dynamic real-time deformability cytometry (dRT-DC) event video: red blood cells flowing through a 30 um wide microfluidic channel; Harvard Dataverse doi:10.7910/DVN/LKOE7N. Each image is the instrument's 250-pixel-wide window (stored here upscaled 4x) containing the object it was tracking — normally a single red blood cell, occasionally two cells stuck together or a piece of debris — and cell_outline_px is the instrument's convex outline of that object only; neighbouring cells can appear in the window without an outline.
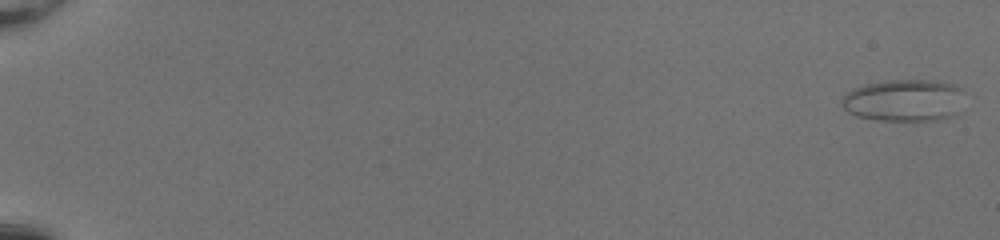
{"species": "common noctule bat (a hibernating species)", "species_latin": "Nyctalus noctula", "temperature_condition": "room temperature", "stored_images_in_passage": 52, "camera_frame_rate_fps": 3000, "um_per_image_px": 0.085, "animal": {"sex": "female", "body_mass_g": 20.0, "forearm_length_mm": 54.0}, "frame": {"image": 1, "passage_image": 1, "time_ms": 0.0, "image_size_px": [1000, 240], "cell_outline_px": [[964, 92], [956, 116], [940, 120], [916, 124], [872, 120], [856, 116], [848, 112], [840, 104], [840, 100], [852, 88], [864, 84], [884, 80], [936, 80], [956, 84], [964, 88]], "centroid_in_image_um": [76.87, 8.57], "position_along_channel_um": 8.1, "area_um2": 31.73}}
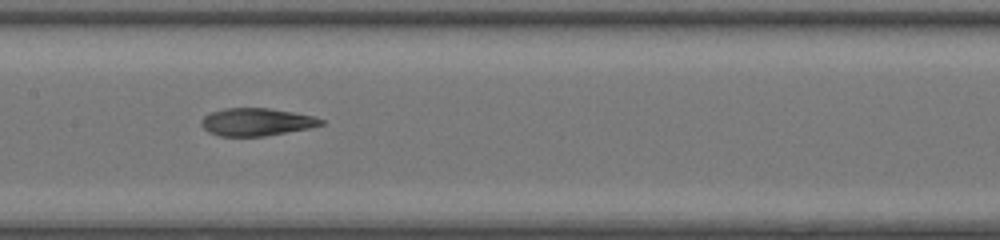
{"frame": {"image": 2, "passage_image": 29, "time_ms": 9.333, "image_size_px": [1000, 240], "cell_outline_px": [[324, 124], [308, 128], [264, 136], [220, 136], [208, 132], [200, 124], [200, 120], [204, 116], [212, 112], [224, 108], [268, 108], [292, 112], [312, 116], [324, 120]], "centroid_in_image_um": [21.76, 10.36], "position_along_channel_um": 185.6, "area_um2": 19.13}}
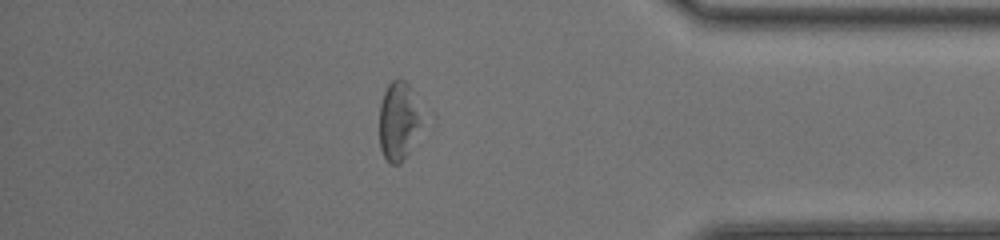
{"frame": {"image": 3, "passage_image": 46, "time_ms": 15.0, "image_size_px": [1000, 240], "cell_outline_px": [[436, 124], [404, 160], [400, 164], [388, 164], [380, 148], [380, 104], [384, 92], [388, 84], [392, 80], [404, 80], [412, 88], [436, 116]], "centroid_in_image_um": [34.24, 10.32], "position_along_channel_um": 401.0, "area_um2": 23.52}, "authors_computed_cell_mechanics": {"area_um2": 21.9062, "velocity_mm_per_s": 4.1746, "shape_relaxation_time_tau1_ms": null, "shape_relaxation_time_tau2_ms": 2.0206, "deformation_change_tau1": null, "deformation_change_tau2": 0.1037}}